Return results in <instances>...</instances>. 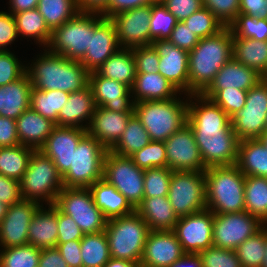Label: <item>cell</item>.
<instances>
[{
	"mask_svg": "<svg viewBox=\"0 0 267 267\" xmlns=\"http://www.w3.org/2000/svg\"><path fill=\"white\" fill-rule=\"evenodd\" d=\"M186 96L187 123L193 130L205 167L235 165L240 140L233 131L231 118L202 94Z\"/></svg>",
	"mask_w": 267,
	"mask_h": 267,
	"instance_id": "cell-1",
	"label": "cell"
},
{
	"mask_svg": "<svg viewBox=\"0 0 267 267\" xmlns=\"http://www.w3.org/2000/svg\"><path fill=\"white\" fill-rule=\"evenodd\" d=\"M232 57L233 35L228 26L213 36L199 39L189 52V95L201 94Z\"/></svg>",
	"mask_w": 267,
	"mask_h": 267,
	"instance_id": "cell-2",
	"label": "cell"
},
{
	"mask_svg": "<svg viewBox=\"0 0 267 267\" xmlns=\"http://www.w3.org/2000/svg\"><path fill=\"white\" fill-rule=\"evenodd\" d=\"M38 56L35 62H32L33 65H27L32 88L41 91L60 90L72 93L89 85L90 73L80 61L53 54L46 48Z\"/></svg>",
	"mask_w": 267,
	"mask_h": 267,
	"instance_id": "cell-3",
	"label": "cell"
},
{
	"mask_svg": "<svg viewBox=\"0 0 267 267\" xmlns=\"http://www.w3.org/2000/svg\"><path fill=\"white\" fill-rule=\"evenodd\" d=\"M206 205L214 214L245 211V175L235 164L205 170Z\"/></svg>",
	"mask_w": 267,
	"mask_h": 267,
	"instance_id": "cell-4",
	"label": "cell"
},
{
	"mask_svg": "<svg viewBox=\"0 0 267 267\" xmlns=\"http://www.w3.org/2000/svg\"><path fill=\"white\" fill-rule=\"evenodd\" d=\"M176 97L168 100L134 103V113L152 141H165L187 123L188 99Z\"/></svg>",
	"mask_w": 267,
	"mask_h": 267,
	"instance_id": "cell-5",
	"label": "cell"
},
{
	"mask_svg": "<svg viewBox=\"0 0 267 267\" xmlns=\"http://www.w3.org/2000/svg\"><path fill=\"white\" fill-rule=\"evenodd\" d=\"M149 232V226L136 211L107 220L105 233L111 257L139 265Z\"/></svg>",
	"mask_w": 267,
	"mask_h": 267,
	"instance_id": "cell-6",
	"label": "cell"
},
{
	"mask_svg": "<svg viewBox=\"0 0 267 267\" xmlns=\"http://www.w3.org/2000/svg\"><path fill=\"white\" fill-rule=\"evenodd\" d=\"M63 187L62 176L53 161L40 150H35L20 180L22 199L53 205Z\"/></svg>",
	"mask_w": 267,
	"mask_h": 267,
	"instance_id": "cell-7",
	"label": "cell"
},
{
	"mask_svg": "<svg viewBox=\"0 0 267 267\" xmlns=\"http://www.w3.org/2000/svg\"><path fill=\"white\" fill-rule=\"evenodd\" d=\"M96 30V12H79L52 32L47 49L70 60L80 61Z\"/></svg>",
	"mask_w": 267,
	"mask_h": 267,
	"instance_id": "cell-8",
	"label": "cell"
},
{
	"mask_svg": "<svg viewBox=\"0 0 267 267\" xmlns=\"http://www.w3.org/2000/svg\"><path fill=\"white\" fill-rule=\"evenodd\" d=\"M108 150L88 133L73 152L72 164L62 177L66 188H89L103 179V165Z\"/></svg>",
	"mask_w": 267,
	"mask_h": 267,
	"instance_id": "cell-9",
	"label": "cell"
},
{
	"mask_svg": "<svg viewBox=\"0 0 267 267\" xmlns=\"http://www.w3.org/2000/svg\"><path fill=\"white\" fill-rule=\"evenodd\" d=\"M54 205L62 213L72 217L84 234L105 231L107 219L95 205L89 188L63 187Z\"/></svg>",
	"mask_w": 267,
	"mask_h": 267,
	"instance_id": "cell-10",
	"label": "cell"
},
{
	"mask_svg": "<svg viewBox=\"0 0 267 267\" xmlns=\"http://www.w3.org/2000/svg\"><path fill=\"white\" fill-rule=\"evenodd\" d=\"M167 197L178 218L207 209L205 171H173Z\"/></svg>",
	"mask_w": 267,
	"mask_h": 267,
	"instance_id": "cell-11",
	"label": "cell"
},
{
	"mask_svg": "<svg viewBox=\"0 0 267 267\" xmlns=\"http://www.w3.org/2000/svg\"><path fill=\"white\" fill-rule=\"evenodd\" d=\"M144 171L130 157H123L108 150L103 165V179L122 193L136 208L143 200Z\"/></svg>",
	"mask_w": 267,
	"mask_h": 267,
	"instance_id": "cell-12",
	"label": "cell"
},
{
	"mask_svg": "<svg viewBox=\"0 0 267 267\" xmlns=\"http://www.w3.org/2000/svg\"><path fill=\"white\" fill-rule=\"evenodd\" d=\"M267 120V83L262 79L247 91L246 104L231 117L233 131L240 141L258 139Z\"/></svg>",
	"mask_w": 267,
	"mask_h": 267,
	"instance_id": "cell-13",
	"label": "cell"
},
{
	"mask_svg": "<svg viewBox=\"0 0 267 267\" xmlns=\"http://www.w3.org/2000/svg\"><path fill=\"white\" fill-rule=\"evenodd\" d=\"M264 224L246 211L213 213V246L235 250L246 239L258 232Z\"/></svg>",
	"mask_w": 267,
	"mask_h": 267,
	"instance_id": "cell-14",
	"label": "cell"
},
{
	"mask_svg": "<svg viewBox=\"0 0 267 267\" xmlns=\"http://www.w3.org/2000/svg\"><path fill=\"white\" fill-rule=\"evenodd\" d=\"M167 167L173 171H205L193 130L188 123L164 141Z\"/></svg>",
	"mask_w": 267,
	"mask_h": 267,
	"instance_id": "cell-15",
	"label": "cell"
},
{
	"mask_svg": "<svg viewBox=\"0 0 267 267\" xmlns=\"http://www.w3.org/2000/svg\"><path fill=\"white\" fill-rule=\"evenodd\" d=\"M173 231L185 253L198 254L213 246V212L205 209L179 217Z\"/></svg>",
	"mask_w": 267,
	"mask_h": 267,
	"instance_id": "cell-16",
	"label": "cell"
},
{
	"mask_svg": "<svg viewBox=\"0 0 267 267\" xmlns=\"http://www.w3.org/2000/svg\"><path fill=\"white\" fill-rule=\"evenodd\" d=\"M152 4L124 11L110 18L119 46L132 49L150 45V17Z\"/></svg>",
	"mask_w": 267,
	"mask_h": 267,
	"instance_id": "cell-17",
	"label": "cell"
},
{
	"mask_svg": "<svg viewBox=\"0 0 267 267\" xmlns=\"http://www.w3.org/2000/svg\"><path fill=\"white\" fill-rule=\"evenodd\" d=\"M159 56L158 72L181 94L189 95V52L178 48L168 39L153 41L151 44Z\"/></svg>",
	"mask_w": 267,
	"mask_h": 267,
	"instance_id": "cell-18",
	"label": "cell"
},
{
	"mask_svg": "<svg viewBox=\"0 0 267 267\" xmlns=\"http://www.w3.org/2000/svg\"><path fill=\"white\" fill-rule=\"evenodd\" d=\"M32 200H21L8 206L5 217L0 223V246L9 248L28 244V229L32 217L40 207Z\"/></svg>",
	"mask_w": 267,
	"mask_h": 267,
	"instance_id": "cell-19",
	"label": "cell"
},
{
	"mask_svg": "<svg viewBox=\"0 0 267 267\" xmlns=\"http://www.w3.org/2000/svg\"><path fill=\"white\" fill-rule=\"evenodd\" d=\"M86 134L85 129L56 125L39 150L53 161L63 177L72 164L73 152Z\"/></svg>",
	"mask_w": 267,
	"mask_h": 267,
	"instance_id": "cell-20",
	"label": "cell"
},
{
	"mask_svg": "<svg viewBox=\"0 0 267 267\" xmlns=\"http://www.w3.org/2000/svg\"><path fill=\"white\" fill-rule=\"evenodd\" d=\"M120 48L113 22L96 12V30L80 63L89 73L97 71Z\"/></svg>",
	"mask_w": 267,
	"mask_h": 267,
	"instance_id": "cell-21",
	"label": "cell"
},
{
	"mask_svg": "<svg viewBox=\"0 0 267 267\" xmlns=\"http://www.w3.org/2000/svg\"><path fill=\"white\" fill-rule=\"evenodd\" d=\"M184 254L173 230H150L139 266L169 267Z\"/></svg>",
	"mask_w": 267,
	"mask_h": 267,
	"instance_id": "cell-22",
	"label": "cell"
},
{
	"mask_svg": "<svg viewBox=\"0 0 267 267\" xmlns=\"http://www.w3.org/2000/svg\"><path fill=\"white\" fill-rule=\"evenodd\" d=\"M89 86L97 107L118 113H134L131 89L115 80L100 76L96 71L89 74Z\"/></svg>",
	"mask_w": 267,
	"mask_h": 267,
	"instance_id": "cell-23",
	"label": "cell"
},
{
	"mask_svg": "<svg viewBox=\"0 0 267 267\" xmlns=\"http://www.w3.org/2000/svg\"><path fill=\"white\" fill-rule=\"evenodd\" d=\"M132 114L96 107L87 133L110 150L122 136Z\"/></svg>",
	"mask_w": 267,
	"mask_h": 267,
	"instance_id": "cell-24",
	"label": "cell"
},
{
	"mask_svg": "<svg viewBox=\"0 0 267 267\" xmlns=\"http://www.w3.org/2000/svg\"><path fill=\"white\" fill-rule=\"evenodd\" d=\"M96 107L89 85L78 92H72L68 101L58 113V126L77 127L87 130ZM83 121H86V124L83 125Z\"/></svg>",
	"mask_w": 267,
	"mask_h": 267,
	"instance_id": "cell-25",
	"label": "cell"
},
{
	"mask_svg": "<svg viewBox=\"0 0 267 267\" xmlns=\"http://www.w3.org/2000/svg\"><path fill=\"white\" fill-rule=\"evenodd\" d=\"M58 238V208L41 206L34 213L28 229V244L38 249L55 248Z\"/></svg>",
	"mask_w": 267,
	"mask_h": 267,
	"instance_id": "cell-26",
	"label": "cell"
},
{
	"mask_svg": "<svg viewBox=\"0 0 267 267\" xmlns=\"http://www.w3.org/2000/svg\"><path fill=\"white\" fill-rule=\"evenodd\" d=\"M263 77L233 57L218 71L205 90L235 89L248 91Z\"/></svg>",
	"mask_w": 267,
	"mask_h": 267,
	"instance_id": "cell-27",
	"label": "cell"
},
{
	"mask_svg": "<svg viewBox=\"0 0 267 267\" xmlns=\"http://www.w3.org/2000/svg\"><path fill=\"white\" fill-rule=\"evenodd\" d=\"M17 136L21 145L39 150L52 133L56 124L43 117L31 107L26 109L17 119Z\"/></svg>",
	"mask_w": 267,
	"mask_h": 267,
	"instance_id": "cell-28",
	"label": "cell"
},
{
	"mask_svg": "<svg viewBox=\"0 0 267 267\" xmlns=\"http://www.w3.org/2000/svg\"><path fill=\"white\" fill-rule=\"evenodd\" d=\"M31 91L27 72L16 81L0 86V116L16 120L30 107Z\"/></svg>",
	"mask_w": 267,
	"mask_h": 267,
	"instance_id": "cell-29",
	"label": "cell"
},
{
	"mask_svg": "<svg viewBox=\"0 0 267 267\" xmlns=\"http://www.w3.org/2000/svg\"><path fill=\"white\" fill-rule=\"evenodd\" d=\"M178 93L179 91L159 72L136 74L131 88L134 103L173 99L178 97Z\"/></svg>",
	"mask_w": 267,
	"mask_h": 267,
	"instance_id": "cell-30",
	"label": "cell"
},
{
	"mask_svg": "<svg viewBox=\"0 0 267 267\" xmlns=\"http://www.w3.org/2000/svg\"><path fill=\"white\" fill-rule=\"evenodd\" d=\"M135 211L144 219L150 230H174L178 221L167 196L143 197Z\"/></svg>",
	"mask_w": 267,
	"mask_h": 267,
	"instance_id": "cell-31",
	"label": "cell"
},
{
	"mask_svg": "<svg viewBox=\"0 0 267 267\" xmlns=\"http://www.w3.org/2000/svg\"><path fill=\"white\" fill-rule=\"evenodd\" d=\"M89 189L95 205L102 211L107 220L123 217L135 211L126 197L104 179L96 181Z\"/></svg>",
	"mask_w": 267,
	"mask_h": 267,
	"instance_id": "cell-32",
	"label": "cell"
},
{
	"mask_svg": "<svg viewBox=\"0 0 267 267\" xmlns=\"http://www.w3.org/2000/svg\"><path fill=\"white\" fill-rule=\"evenodd\" d=\"M236 165L245 176L267 177V148L259 139L240 141Z\"/></svg>",
	"mask_w": 267,
	"mask_h": 267,
	"instance_id": "cell-33",
	"label": "cell"
},
{
	"mask_svg": "<svg viewBox=\"0 0 267 267\" xmlns=\"http://www.w3.org/2000/svg\"><path fill=\"white\" fill-rule=\"evenodd\" d=\"M96 72L100 76L121 82L131 89L137 74L132 49L120 48Z\"/></svg>",
	"mask_w": 267,
	"mask_h": 267,
	"instance_id": "cell-34",
	"label": "cell"
},
{
	"mask_svg": "<svg viewBox=\"0 0 267 267\" xmlns=\"http://www.w3.org/2000/svg\"><path fill=\"white\" fill-rule=\"evenodd\" d=\"M233 58L263 77L267 73V41L233 38Z\"/></svg>",
	"mask_w": 267,
	"mask_h": 267,
	"instance_id": "cell-35",
	"label": "cell"
},
{
	"mask_svg": "<svg viewBox=\"0 0 267 267\" xmlns=\"http://www.w3.org/2000/svg\"><path fill=\"white\" fill-rule=\"evenodd\" d=\"M245 211L267 225V177L245 176Z\"/></svg>",
	"mask_w": 267,
	"mask_h": 267,
	"instance_id": "cell-36",
	"label": "cell"
},
{
	"mask_svg": "<svg viewBox=\"0 0 267 267\" xmlns=\"http://www.w3.org/2000/svg\"><path fill=\"white\" fill-rule=\"evenodd\" d=\"M150 141L148 132L141 124L140 119L133 113L128 120L122 136L110 151L119 156L130 157Z\"/></svg>",
	"mask_w": 267,
	"mask_h": 267,
	"instance_id": "cell-37",
	"label": "cell"
},
{
	"mask_svg": "<svg viewBox=\"0 0 267 267\" xmlns=\"http://www.w3.org/2000/svg\"><path fill=\"white\" fill-rule=\"evenodd\" d=\"M13 16L19 36L34 38L36 43L47 48L51 41L52 32L37 8L15 13Z\"/></svg>",
	"mask_w": 267,
	"mask_h": 267,
	"instance_id": "cell-38",
	"label": "cell"
},
{
	"mask_svg": "<svg viewBox=\"0 0 267 267\" xmlns=\"http://www.w3.org/2000/svg\"><path fill=\"white\" fill-rule=\"evenodd\" d=\"M34 151L35 149L21 144L0 147V174L20 181Z\"/></svg>",
	"mask_w": 267,
	"mask_h": 267,
	"instance_id": "cell-39",
	"label": "cell"
},
{
	"mask_svg": "<svg viewBox=\"0 0 267 267\" xmlns=\"http://www.w3.org/2000/svg\"><path fill=\"white\" fill-rule=\"evenodd\" d=\"M70 93L60 90L41 91L32 88L30 107L58 126V113L68 101Z\"/></svg>",
	"mask_w": 267,
	"mask_h": 267,
	"instance_id": "cell-40",
	"label": "cell"
},
{
	"mask_svg": "<svg viewBox=\"0 0 267 267\" xmlns=\"http://www.w3.org/2000/svg\"><path fill=\"white\" fill-rule=\"evenodd\" d=\"M37 9L51 32L80 12L77 0H39Z\"/></svg>",
	"mask_w": 267,
	"mask_h": 267,
	"instance_id": "cell-41",
	"label": "cell"
},
{
	"mask_svg": "<svg viewBox=\"0 0 267 267\" xmlns=\"http://www.w3.org/2000/svg\"><path fill=\"white\" fill-rule=\"evenodd\" d=\"M80 247L83 267H103L111 258L105 231L84 234Z\"/></svg>",
	"mask_w": 267,
	"mask_h": 267,
	"instance_id": "cell-42",
	"label": "cell"
},
{
	"mask_svg": "<svg viewBox=\"0 0 267 267\" xmlns=\"http://www.w3.org/2000/svg\"><path fill=\"white\" fill-rule=\"evenodd\" d=\"M235 251L242 267H262L265 258V225Z\"/></svg>",
	"mask_w": 267,
	"mask_h": 267,
	"instance_id": "cell-43",
	"label": "cell"
},
{
	"mask_svg": "<svg viewBox=\"0 0 267 267\" xmlns=\"http://www.w3.org/2000/svg\"><path fill=\"white\" fill-rule=\"evenodd\" d=\"M41 250L30 244L2 248L0 267H38Z\"/></svg>",
	"mask_w": 267,
	"mask_h": 267,
	"instance_id": "cell-44",
	"label": "cell"
},
{
	"mask_svg": "<svg viewBox=\"0 0 267 267\" xmlns=\"http://www.w3.org/2000/svg\"><path fill=\"white\" fill-rule=\"evenodd\" d=\"M233 38L267 41V19L239 14L228 26Z\"/></svg>",
	"mask_w": 267,
	"mask_h": 267,
	"instance_id": "cell-45",
	"label": "cell"
},
{
	"mask_svg": "<svg viewBox=\"0 0 267 267\" xmlns=\"http://www.w3.org/2000/svg\"><path fill=\"white\" fill-rule=\"evenodd\" d=\"M204 97L211 99L230 118L240 111L246 104L247 91L235 89L204 90Z\"/></svg>",
	"mask_w": 267,
	"mask_h": 267,
	"instance_id": "cell-46",
	"label": "cell"
},
{
	"mask_svg": "<svg viewBox=\"0 0 267 267\" xmlns=\"http://www.w3.org/2000/svg\"><path fill=\"white\" fill-rule=\"evenodd\" d=\"M199 38L213 36L226 26L206 7H202L183 21Z\"/></svg>",
	"mask_w": 267,
	"mask_h": 267,
	"instance_id": "cell-47",
	"label": "cell"
},
{
	"mask_svg": "<svg viewBox=\"0 0 267 267\" xmlns=\"http://www.w3.org/2000/svg\"><path fill=\"white\" fill-rule=\"evenodd\" d=\"M177 22L176 17L163 4H152L150 45L153 41L168 39Z\"/></svg>",
	"mask_w": 267,
	"mask_h": 267,
	"instance_id": "cell-48",
	"label": "cell"
},
{
	"mask_svg": "<svg viewBox=\"0 0 267 267\" xmlns=\"http://www.w3.org/2000/svg\"><path fill=\"white\" fill-rule=\"evenodd\" d=\"M133 162L141 169L167 167V156L163 141H150L141 150L130 156Z\"/></svg>",
	"mask_w": 267,
	"mask_h": 267,
	"instance_id": "cell-49",
	"label": "cell"
},
{
	"mask_svg": "<svg viewBox=\"0 0 267 267\" xmlns=\"http://www.w3.org/2000/svg\"><path fill=\"white\" fill-rule=\"evenodd\" d=\"M173 170L165 168H150L144 171L143 197L168 196L170 179Z\"/></svg>",
	"mask_w": 267,
	"mask_h": 267,
	"instance_id": "cell-50",
	"label": "cell"
},
{
	"mask_svg": "<svg viewBox=\"0 0 267 267\" xmlns=\"http://www.w3.org/2000/svg\"><path fill=\"white\" fill-rule=\"evenodd\" d=\"M198 255L203 267H242L235 250L211 246Z\"/></svg>",
	"mask_w": 267,
	"mask_h": 267,
	"instance_id": "cell-51",
	"label": "cell"
},
{
	"mask_svg": "<svg viewBox=\"0 0 267 267\" xmlns=\"http://www.w3.org/2000/svg\"><path fill=\"white\" fill-rule=\"evenodd\" d=\"M27 72V66L18 60L14 53H0V86L7 85L21 78Z\"/></svg>",
	"mask_w": 267,
	"mask_h": 267,
	"instance_id": "cell-52",
	"label": "cell"
},
{
	"mask_svg": "<svg viewBox=\"0 0 267 267\" xmlns=\"http://www.w3.org/2000/svg\"><path fill=\"white\" fill-rule=\"evenodd\" d=\"M203 6L211 11L225 26L239 15V0H202Z\"/></svg>",
	"mask_w": 267,
	"mask_h": 267,
	"instance_id": "cell-53",
	"label": "cell"
},
{
	"mask_svg": "<svg viewBox=\"0 0 267 267\" xmlns=\"http://www.w3.org/2000/svg\"><path fill=\"white\" fill-rule=\"evenodd\" d=\"M135 58L136 73H158L159 56L152 45L132 48Z\"/></svg>",
	"mask_w": 267,
	"mask_h": 267,
	"instance_id": "cell-54",
	"label": "cell"
},
{
	"mask_svg": "<svg viewBox=\"0 0 267 267\" xmlns=\"http://www.w3.org/2000/svg\"><path fill=\"white\" fill-rule=\"evenodd\" d=\"M168 40L178 48L188 52L194 49L199 42V38L190 28L186 26L183 21L176 23V26L174 27Z\"/></svg>",
	"mask_w": 267,
	"mask_h": 267,
	"instance_id": "cell-55",
	"label": "cell"
},
{
	"mask_svg": "<svg viewBox=\"0 0 267 267\" xmlns=\"http://www.w3.org/2000/svg\"><path fill=\"white\" fill-rule=\"evenodd\" d=\"M84 233L72 219L58 209V238L57 243H66L72 240H81Z\"/></svg>",
	"mask_w": 267,
	"mask_h": 267,
	"instance_id": "cell-56",
	"label": "cell"
},
{
	"mask_svg": "<svg viewBox=\"0 0 267 267\" xmlns=\"http://www.w3.org/2000/svg\"><path fill=\"white\" fill-rule=\"evenodd\" d=\"M163 5L172 13L176 20L184 21L203 7L202 0H166Z\"/></svg>",
	"mask_w": 267,
	"mask_h": 267,
	"instance_id": "cell-57",
	"label": "cell"
},
{
	"mask_svg": "<svg viewBox=\"0 0 267 267\" xmlns=\"http://www.w3.org/2000/svg\"><path fill=\"white\" fill-rule=\"evenodd\" d=\"M16 22L13 14L0 11V49L2 51H9L7 45L18 38Z\"/></svg>",
	"mask_w": 267,
	"mask_h": 267,
	"instance_id": "cell-58",
	"label": "cell"
},
{
	"mask_svg": "<svg viewBox=\"0 0 267 267\" xmlns=\"http://www.w3.org/2000/svg\"><path fill=\"white\" fill-rule=\"evenodd\" d=\"M21 200L20 181L0 174V202L11 206Z\"/></svg>",
	"mask_w": 267,
	"mask_h": 267,
	"instance_id": "cell-59",
	"label": "cell"
},
{
	"mask_svg": "<svg viewBox=\"0 0 267 267\" xmlns=\"http://www.w3.org/2000/svg\"><path fill=\"white\" fill-rule=\"evenodd\" d=\"M81 240L57 243L56 248L69 267H83L81 257Z\"/></svg>",
	"mask_w": 267,
	"mask_h": 267,
	"instance_id": "cell-60",
	"label": "cell"
},
{
	"mask_svg": "<svg viewBox=\"0 0 267 267\" xmlns=\"http://www.w3.org/2000/svg\"><path fill=\"white\" fill-rule=\"evenodd\" d=\"M16 120L0 116V147L19 145Z\"/></svg>",
	"mask_w": 267,
	"mask_h": 267,
	"instance_id": "cell-61",
	"label": "cell"
},
{
	"mask_svg": "<svg viewBox=\"0 0 267 267\" xmlns=\"http://www.w3.org/2000/svg\"><path fill=\"white\" fill-rule=\"evenodd\" d=\"M146 5H149L148 0H109L107 6L100 12V14L105 18L110 19L118 13Z\"/></svg>",
	"mask_w": 267,
	"mask_h": 267,
	"instance_id": "cell-62",
	"label": "cell"
},
{
	"mask_svg": "<svg viewBox=\"0 0 267 267\" xmlns=\"http://www.w3.org/2000/svg\"><path fill=\"white\" fill-rule=\"evenodd\" d=\"M239 14L267 19V0H239Z\"/></svg>",
	"mask_w": 267,
	"mask_h": 267,
	"instance_id": "cell-63",
	"label": "cell"
},
{
	"mask_svg": "<svg viewBox=\"0 0 267 267\" xmlns=\"http://www.w3.org/2000/svg\"><path fill=\"white\" fill-rule=\"evenodd\" d=\"M38 267H69V265L55 247L41 250Z\"/></svg>",
	"mask_w": 267,
	"mask_h": 267,
	"instance_id": "cell-64",
	"label": "cell"
},
{
	"mask_svg": "<svg viewBox=\"0 0 267 267\" xmlns=\"http://www.w3.org/2000/svg\"><path fill=\"white\" fill-rule=\"evenodd\" d=\"M109 0H77L80 12H98L100 13Z\"/></svg>",
	"mask_w": 267,
	"mask_h": 267,
	"instance_id": "cell-65",
	"label": "cell"
},
{
	"mask_svg": "<svg viewBox=\"0 0 267 267\" xmlns=\"http://www.w3.org/2000/svg\"><path fill=\"white\" fill-rule=\"evenodd\" d=\"M169 267H203L198 254L185 253L179 260Z\"/></svg>",
	"mask_w": 267,
	"mask_h": 267,
	"instance_id": "cell-66",
	"label": "cell"
},
{
	"mask_svg": "<svg viewBox=\"0 0 267 267\" xmlns=\"http://www.w3.org/2000/svg\"><path fill=\"white\" fill-rule=\"evenodd\" d=\"M39 0H9L10 13L15 14L37 8ZM12 8V9H11Z\"/></svg>",
	"mask_w": 267,
	"mask_h": 267,
	"instance_id": "cell-67",
	"label": "cell"
},
{
	"mask_svg": "<svg viewBox=\"0 0 267 267\" xmlns=\"http://www.w3.org/2000/svg\"><path fill=\"white\" fill-rule=\"evenodd\" d=\"M136 262L111 257L103 267H138Z\"/></svg>",
	"mask_w": 267,
	"mask_h": 267,
	"instance_id": "cell-68",
	"label": "cell"
},
{
	"mask_svg": "<svg viewBox=\"0 0 267 267\" xmlns=\"http://www.w3.org/2000/svg\"><path fill=\"white\" fill-rule=\"evenodd\" d=\"M8 206L2 202H0V223L2 219L5 217Z\"/></svg>",
	"mask_w": 267,
	"mask_h": 267,
	"instance_id": "cell-69",
	"label": "cell"
},
{
	"mask_svg": "<svg viewBox=\"0 0 267 267\" xmlns=\"http://www.w3.org/2000/svg\"><path fill=\"white\" fill-rule=\"evenodd\" d=\"M262 267H267V225H265V258Z\"/></svg>",
	"mask_w": 267,
	"mask_h": 267,
	"instance_id": "cell-70",
	"label": "cell"
},
{
	"mask_svg": "<svg viewBox=\"0 0 267 267\" xmlns=\"http://www.w3.org/2000/svg\"><path fill=\"white\" fill-rule=\"evenodd\" d=\"M258 139L267 148V131H264L263 134Z\"/></svg>",
	"mask_w": 267,
	"mask_h": 267,
	"instance_id": "cell-71",
	"label": "cell"
},
{
	"mask_svg": "<svg viewBox=\"0 0 267 267\" xmlns=\"http://www.w3.org/2000/svg\"><path fill=\"white\" fill-rule=\"evenodd\" d=\"M149 4H163L166 0H148Z\"/></svg>",
	"mask_w": 267,
	"mask_h": 267,
	"instance_id": "cell-72",
	"label": "cell"
},
{
	"mask_svg": "<svg viewBox=\"0 0 267 267\" xmlns=\"http://www.w3.org/2000/svg\"><path fill=\"white\" fill-rule=\"evenodd\" d=\"M263 80L267 83V73L263 76Z\"/></svg>",
	"mask_w": 267,
	"mask_h": 267,
	"instance_id": "cell-73",
	"label": "cell"
},
{
	"mask_svg": "<svg viewBox=\"0 0 267 267\" xmlns=\"http://www.w3.org/2000/svg\"><path fill=\"white\" fill-rule=\"evenodd\" d=\"M265 131H267V120H266V124H265Z\"/></svg>",
	"mask_w": 267,
	"mask_h": 267,
	"instance_id": "cell-74",
	"label": "cell"
}]
</instances>
